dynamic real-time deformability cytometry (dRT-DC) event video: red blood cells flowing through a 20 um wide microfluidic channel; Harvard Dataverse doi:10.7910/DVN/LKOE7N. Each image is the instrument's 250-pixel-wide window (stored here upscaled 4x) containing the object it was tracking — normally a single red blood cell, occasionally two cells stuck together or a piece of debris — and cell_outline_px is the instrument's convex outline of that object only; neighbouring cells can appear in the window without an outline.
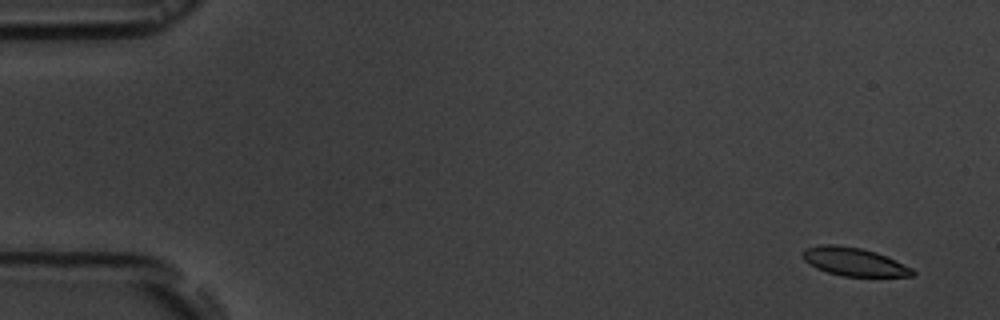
{"species": "common noctule bat (a hibernating species)", "species_latin": "Nyctalus noctula", "temperature_condition": "room temperature", "stored_images_in_passage": 5, "camera_frame_rate_fps": 3000, "um_per_image_px": 0.085, "animal": {"sex": "male", "body_mass_g": 19.5, "forearm_length_mm": 54.6}, "frame": {"image": 1, "passage_image": 1, "time_ms": 0.0, "image_size_px": [1000, 320], "cell_outline_px": [[916, 272], [912, 276], [844, 276], [828, 272], [816, 268], [808, 264], [800, 256], [800, 252], [804, 248], [820, 244], [836, 244], [860, 248], [876, 252], [912, 268]], "centroid_in_image_um": [72.51, 22.23], "position_along_channel_um": 12.5, "area_um2": 18.15}}
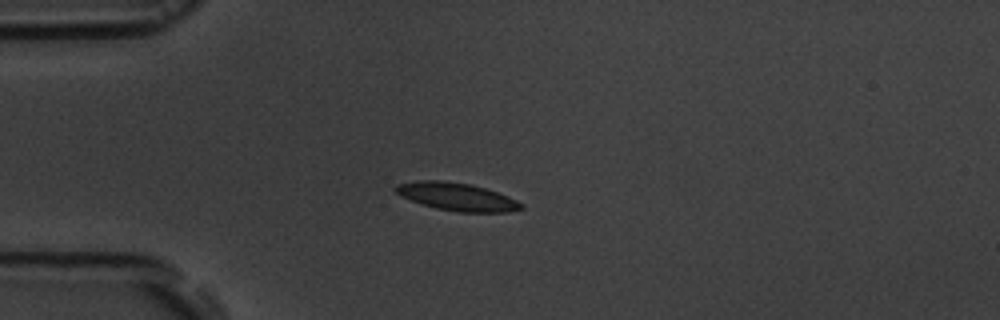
{"frame": {"image": 2, "passage_image": 4, "time_ms": 4.0, "image_size_px": [1000, 320], "cell_outline_px": [[524, 208], [508, 212], [456, 212], [436, 208], [420, 204], [400, 196], [392, 188], [396, 184], [416, 180], [440, 180], [472, 184], [496, 192], [516, 200], [524, 204]], "centroid_in_image_um": [38.78, 16.72], "position_along_channel_um": 46.2, "area_um2": 20.52}}